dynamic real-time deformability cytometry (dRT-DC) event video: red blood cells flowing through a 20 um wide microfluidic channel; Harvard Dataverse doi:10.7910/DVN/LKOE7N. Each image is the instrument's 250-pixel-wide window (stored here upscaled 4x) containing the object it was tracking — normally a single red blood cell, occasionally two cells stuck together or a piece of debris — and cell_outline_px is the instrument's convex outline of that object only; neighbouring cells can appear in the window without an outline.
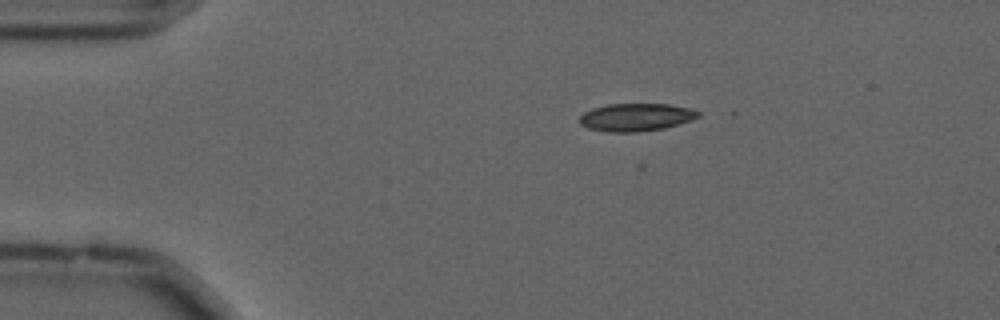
{"species": "common noctule bat (a hibernating species)", "species_latin": "Nyctalus noctula", "temperature_condition": "cold", "stored_images_in_passage": 7, "camera_frame_rate_fps": 3000, "um_per_image_px": 0.085, "animal": {"sex": "male", "forearm_length_mm": 52.5}, "frame": {"image": 1, "passage_image": 1, "time_ms": 0.0, "image_size_px": [1000, 320], "cell_outline_px": [[700, 116], [692, 120], [664, 128], [636, 132], [608, 132], [588, 128], [580, 124], [580, 116], [584, 112], [592, 108], [608, 104], [668, 104], [688, 108], [700, 112]], "centroid_in_image_um": [54.05, 9.96], "position_along_channel_um": 31.0, "area_um2": 19.13}}